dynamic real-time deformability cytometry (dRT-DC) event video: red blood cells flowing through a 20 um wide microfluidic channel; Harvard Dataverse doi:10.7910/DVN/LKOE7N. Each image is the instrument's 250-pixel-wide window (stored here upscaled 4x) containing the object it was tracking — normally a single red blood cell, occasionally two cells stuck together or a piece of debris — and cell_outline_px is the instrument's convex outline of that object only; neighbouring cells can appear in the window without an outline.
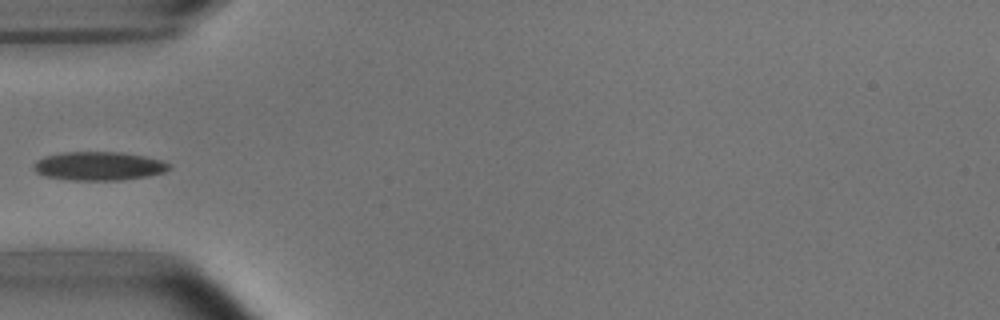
{"species": "common noctule bat (a hibernating species)", "species_latin": "Nyctalus noctula", "temperature_condition": "room temperature", "stored_images_in_passage": 1, "camera_frame_rate_fps": 3000, "um_per_image_px": 0.085, "animal": {"sex": "male", "body_mass_g": 15.6}, "frame": {"image": 1, "passage_image": 1, "time_ms": 0.0, "image_size_px": [1000, 320], "cell_outline_px": [[172, 168], [164, 172], [148, 176], [120, 180], [68, 180], [44, 176], [36, 172], [36, 160], [44, 156], [64, 152], [120, 152], [144, 156], [160, 160], [168, 164]], "centroid_in_image_um": [8.4, 14.12], "position_along_channel_um": 76.6, "area_um2": 22.48}}